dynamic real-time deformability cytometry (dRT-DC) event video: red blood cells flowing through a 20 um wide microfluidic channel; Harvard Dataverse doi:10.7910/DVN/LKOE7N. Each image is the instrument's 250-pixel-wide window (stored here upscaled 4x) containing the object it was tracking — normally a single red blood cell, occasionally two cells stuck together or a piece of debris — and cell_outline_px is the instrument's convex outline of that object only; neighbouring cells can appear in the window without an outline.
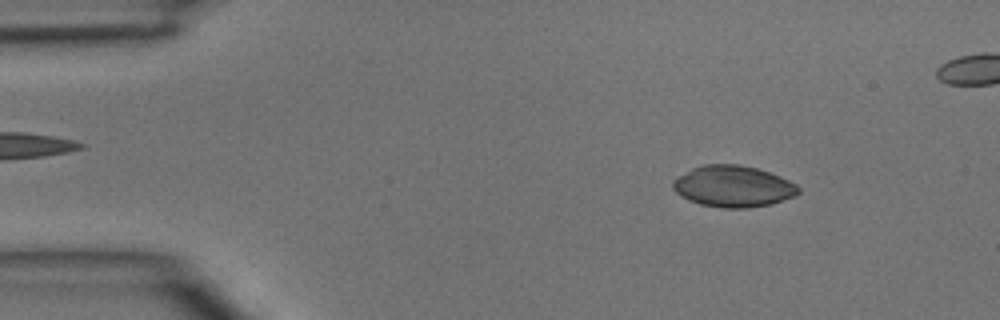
{"species": "common noctule bat (a hibernating species)", "species_latin": "Nyctalus noctula", "temperature_condition": "room temperature", "stored_images_in_passage": 39, "camera_frame_rate_fps": 3000, "um_per_image_px": 0.085, "animal": {"sex": "male", "body_mass_g": 15.6}, "frame": {"image": 1, "passage_image": 2, "time_ms": 0.333, "image_size_px": [1000, 320], "cell_outline_px": [[800, 192], [796, 196], [772, 204], [748, 208], [724, 208], [700, 204], [688, 200], [680, 196], [672, 188], [672, 180], [676, 176], [692, 168], [704, 164], [740, 164], [756, 168], [780, 176], [796, 184], [800, 188]], "centroid_in_image_um": [62.3, 15.84], "position_along_channel_um": 22.7, "area_um2": 30.58}}
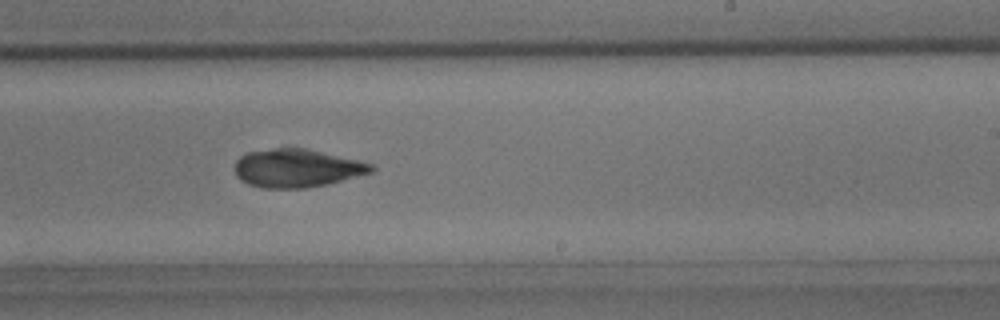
{"frame": {"image": 2, "passage_image": 24, "time_ms": 7.667, "image_size_px": [1000, 320], "cell_outline_px": [[376, 168], [372, 172], [324, 184], [304, 188], [264, 188], [248, 184], [240, 180], [236, 176], [236, 160], [240, 156], [248, 152], [272, 148], [304, 148], [356, 160], [372, 164]], "centroid_in_image_um": [25.18, 14.29], "position_along_channel_um": 263.8, "area_um2": 29.94}}
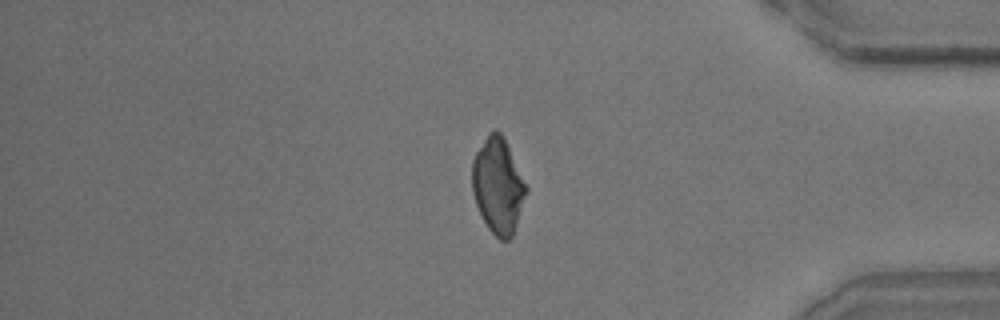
{"frame": {"image": 3, "passage_image": 35, "time_ms": 11.333, "image_size_px": [1000, 320], "cell_outline_px": [[528, 192], [512, 236], [508, 240], [500, 240], [488, 228], [476, 204], [472, 192], [472, 160], [476, 152], [488, 132], [496, 128], [504, 136], [528, 188]], "centroid_in_image_um": [42.33, 15.75], "position_along_channel_um": 392.9, "area_um2": 30.17}}